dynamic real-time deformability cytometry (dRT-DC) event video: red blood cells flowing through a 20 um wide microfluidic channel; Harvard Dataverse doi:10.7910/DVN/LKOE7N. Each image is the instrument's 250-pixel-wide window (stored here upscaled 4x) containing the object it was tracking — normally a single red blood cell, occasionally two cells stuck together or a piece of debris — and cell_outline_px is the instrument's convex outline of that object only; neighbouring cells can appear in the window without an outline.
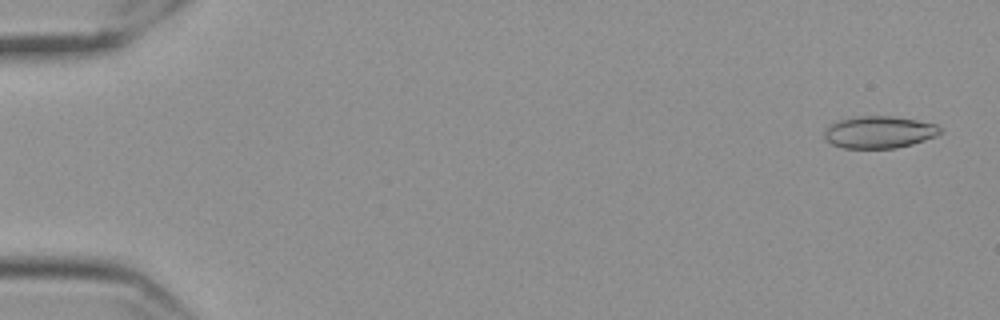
{"species": "Egyptian fruit bat (a non-hibernating species)", "species_latin": "Rousettus aegyptiacus", "temperature_condition": "cold", "stored_images_in_passage": 15, "camera_frame_rate_fps": 3000, "um_per_image_px": 0.085, "frame": {"image": 1, "passage_image": 1, "time_ms": 0.0, "image_size_px": [1000, 320], "cell_outline_px": [[940, 132], [936, 136], [912, 144], [896, 148], [844, 148], [832, 144], [824, 140], [824, 132], [828, 124], [836, 120], [856, 116], [892, 116], [916, 120], [936, 124], [940, 128]], "centroid_in_image_um": [74.66, 11.23], "position_along_channel_um": 10.3, "area_um2": 21.79}}
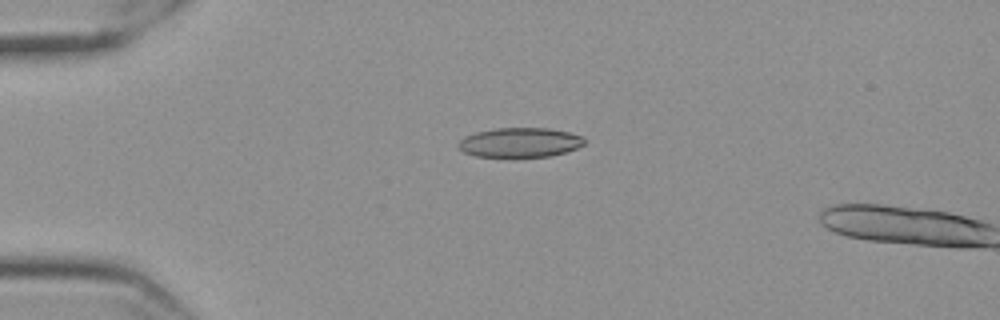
{"frame": {"image": 2, "passage_image": 13, "time_ms": 4.0, "image_size_px": [1000, 320], "cell_outline_px": [[584, 144], [576, 148], [564, 152], [548, 156], [476, 156], [464, 152], [456, 144], [464, 136], [476, 132], [496, 128], [548, 128], [568, 132], [584, 136]], "centroid_in_image_um": [44.18, 12.09], "position_along_channel_um": 40.8, "area_um2": 21.44}}